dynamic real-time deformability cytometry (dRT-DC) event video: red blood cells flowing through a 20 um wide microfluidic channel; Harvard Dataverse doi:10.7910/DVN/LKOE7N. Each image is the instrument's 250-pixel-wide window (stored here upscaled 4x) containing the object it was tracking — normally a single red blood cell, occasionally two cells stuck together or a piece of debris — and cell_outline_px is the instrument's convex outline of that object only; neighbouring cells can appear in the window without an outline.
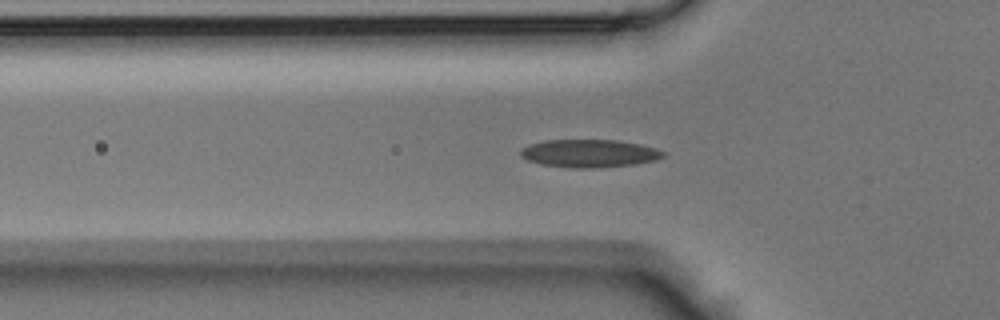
{"species": "Egyptian fruit bat (a non-hibernating species)", "species_latin": "Rousettus aegyptiacus", "temperature_condition": "room temperature", "stored_images_in_passage": 33, "camera_frame_rate_fps": 3000, "um_per_image_px": 0.085, "animal": {"sex": "male"}, "frame": {"image": 1, "passage_image": 2, "time_ms": 0.333, "image_size_px": [1000, 320], "cell_outline_px": [[664, 156], [656, 160], [636, 164], [600, 168], [576, 168], [544, 164], [528, 160], [520, 156], [520, 148], [528, 144], [544, 140], [616, 140], [640, 144], [656, 148], [664, 152]], "centroid_in_image_um": [50.09, 13.03], "position_along_channel_um": 75.7, "area_um2": 23.24}}
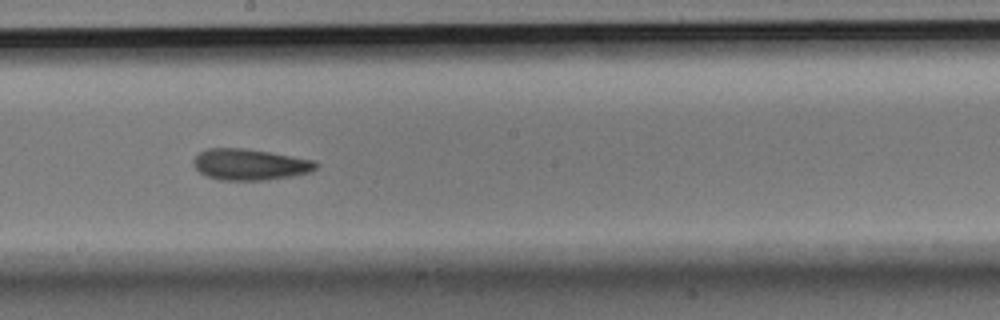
{"frame": {"image": 2, "passage_image": 12, "time_ms": 3.667, "image_size_px": [1000, 320], "cell_outline_px": [[320, 164], [312, 172], [292, 176], [264, 180], [220, 180], [208, 176], [200, 172], [196, 168], [192, 160], [200, 152], [208, 148], [244, 148], [316, 160]], "centroid_in_image_um": [21.28, 13.98], "position_along_channel_um": 226.9, "area_um2": 22.25}}
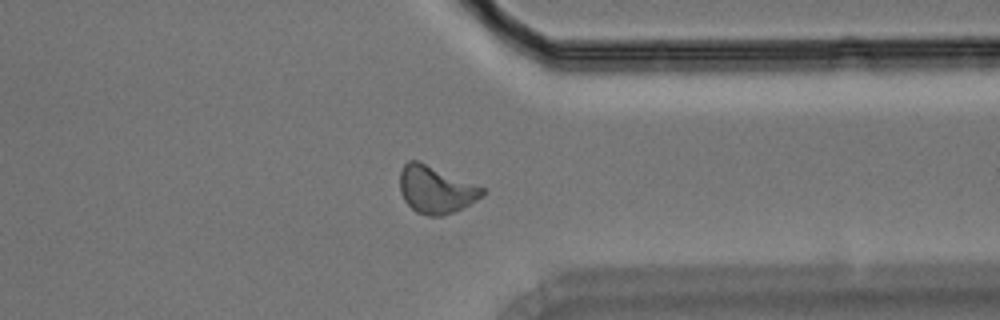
{"frame": {"image": 3, "passage_image": 22, "time_ms": 7.0, "image_size_px": [1000, 320], "cell_outline_px": [[488, 192], [484, 196], [464, 208], [440, 216], [428, 216], [416, 212], [404, 200], [400, 192], [400, 172], [404, 164], [408, 160], [416, 160], [488, 188]], "centroid_in_image_um": [37.1, 16.12], "position_along_channel_um": 374.3, "area_um2": 23.06}}